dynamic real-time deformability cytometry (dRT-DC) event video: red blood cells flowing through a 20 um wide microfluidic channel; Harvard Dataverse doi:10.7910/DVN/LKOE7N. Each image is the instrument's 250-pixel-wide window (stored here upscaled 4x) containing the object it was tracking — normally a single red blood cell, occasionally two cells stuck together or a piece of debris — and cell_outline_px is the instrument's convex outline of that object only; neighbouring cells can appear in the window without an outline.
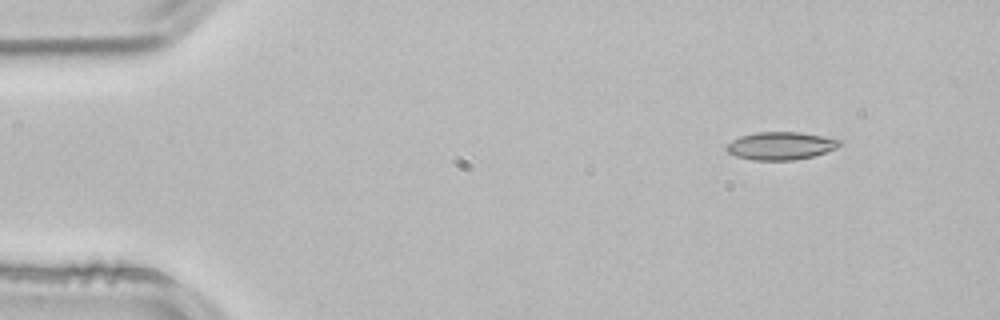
{"species": "common noctule bat (a hibernating species)", "species_latin": "Nyctalus noctula", "temperature_condition": "room temperature", "stored_images_in_passage": 48, "camera_frame_rate_fps": 3000, "um_per_image_px": 0.085, "animal": {"sex": "male", "body_mass_g": 21.5, "forearm_length_mm": 52.0}, "frame": {"image": 1, "passage_image": 1, "time_ms": 0.0, "image_size_px": [1000, 320], "cell_outline_px": [[840, 144], [836, 148], [812, 156], [792, 160], [752, 160], [736, 156], [728, 152], [724, 148], [732, 140], [740, 136], [756, 132], [800, 132], [824, 136], [840, 140]], "centroid_in_image_um": [66.32, 12.39], "position_along_channel_um": 18.7, "area_um2": 18.21}}
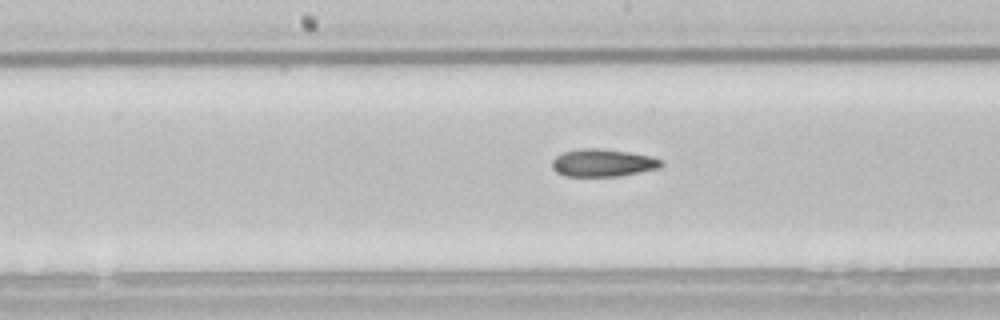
{"frame": {"image": 2, "passage_image": 22, "time_ms": 7.0, "image_size_px": [1000, 320], "cell_outline_px": [[664, 164], [660, 168], [616, 176], [564, 176], [556, 172], [552, 168], [552, 160], [556, 156], [564, 152], [580, 148], [596, 148], [628, 152], [652, 156], [664, 160]], "centroid_in_image_um": [51.25, 13.84], "position_along_channel_um": 197.0, "area_um2": 17.57}}
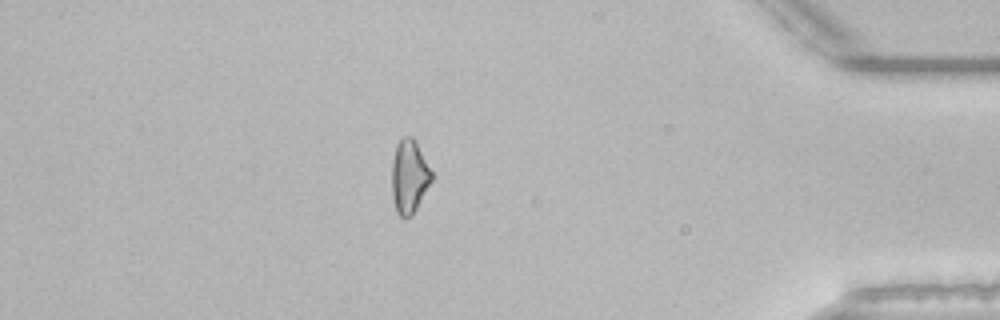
{"frame": {"image": 3, "passage_image": 41, "time_ms": 13.333, "image_size_px": [1000, 320], "cell_outline_px": [[432, 180], [412, 216], [404, 220], [396, 212], [392, 196], [392, 160], [396, 144], [404, 136], [412, 136], [416, 140], [432, 172]], "centroid_in_image_um": [34.77, 15.01], "position_along_channel_um": 400.4, "area_um2": 17.22}, "authors_computed_cell_mechanics": {"area_um2": 17.4845, "velocity_mm_per_s": 3.8615, "shape_relaxation_time_tau1_ms": null, "shape_relaxation_time_tau2_ms": 6.0956, "deformation_change_tau1": null, "deformation_change_tau2": 0.1275}}